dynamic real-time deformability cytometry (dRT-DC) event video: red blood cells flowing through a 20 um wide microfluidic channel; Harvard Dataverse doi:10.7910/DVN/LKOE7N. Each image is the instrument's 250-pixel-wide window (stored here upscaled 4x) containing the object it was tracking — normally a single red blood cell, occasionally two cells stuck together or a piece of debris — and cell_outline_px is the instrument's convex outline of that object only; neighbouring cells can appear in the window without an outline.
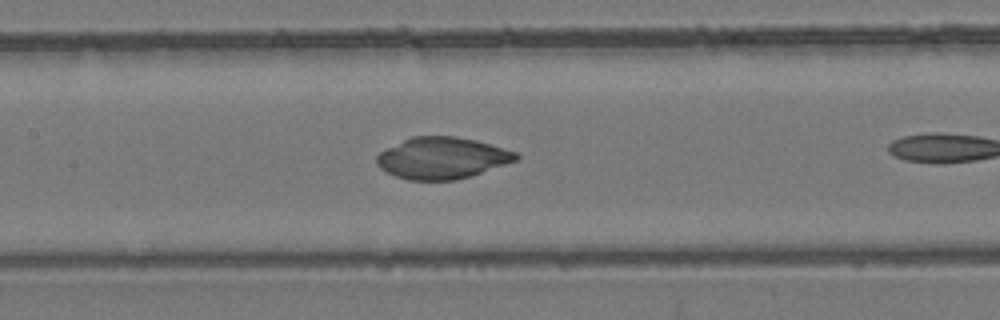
{"species": "common noctule bat (a hibernating species)", "species_latin": "Nyctalus noctula", "temperature_condition": "room temperature", "stored_images_in_passage": 8, "camera_frame_rate_fps": 3000, "um_per_image_px": 0.085, "animal": {"sex": "female", "body_mass_g": 24.6, "forearm_length_mm": 56.2}, "frame": {"image": 1, "passage_image": 7, "time_ms": 2.0, "image_size_px": [1000, 320], "cell_outline_px": [[520, 156], [516, 160], [456, 180], [408, 180], [396, 176], [380, 168], [376, 164], [376, 156], [380, 152], [412, 136], [456, 136], [476, 140], [516, 152]], "centroid_in_image_um": [37.54, 13.43], "position_along_channel_um": 169.9, "area_um2": 33.23}}